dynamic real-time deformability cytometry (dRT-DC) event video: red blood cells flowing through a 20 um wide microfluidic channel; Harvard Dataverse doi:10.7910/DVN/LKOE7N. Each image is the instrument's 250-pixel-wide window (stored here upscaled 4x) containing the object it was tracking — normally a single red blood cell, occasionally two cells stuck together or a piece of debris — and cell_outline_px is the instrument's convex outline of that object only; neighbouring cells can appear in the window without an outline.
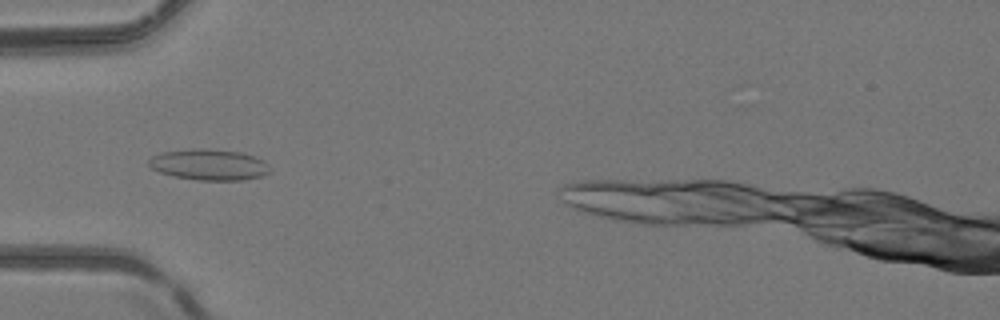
{"species": "common noctule bat (a hibernating species)", "species_latin": "Nyctalus noctula", "temperature_condition": "room temperature", "stored_images_in_passage": 41, "camera_frame_rate_fps": 3000, "um_per_image_px": 0.085, "animal": {"sex": "female", "body_mass_g": 24.6, "forearm_length_mm": 56.2}, "frame": {"image": 1, "passage_image": 13, "time_ms": 4.0, "image_size_px": [1000, 320], "cell_outline_px": [[272, 172], [260, 176], [244, 180], [196, 180], [172, 176], [160, 172], [152, 168], [148, 164], [148, 160], [152, 156], [160, 152], [192, 148], [204, 148], [244, 152], [256, 156], [264, 160], [268, 164]], "centroid_in_image_um": [17.79, 13.98], "position_along_channel_um": 67.2, "area_um2": 22.31}}
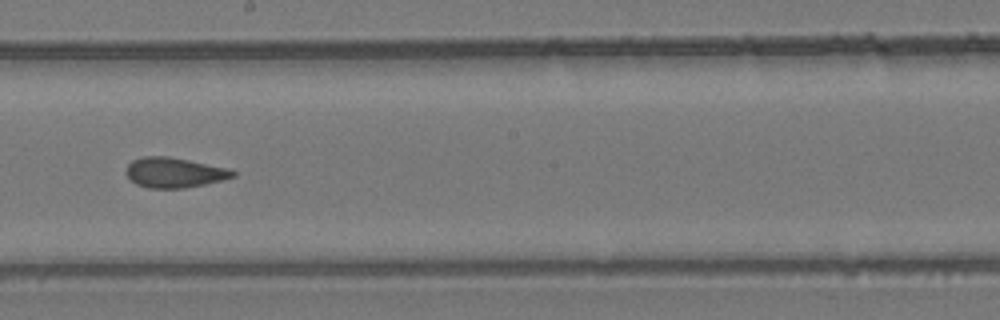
{"frame": {"image": 2, "passage_image": 25, "time_ms": 8.0, "image_size_px": [1000, 320], "cell_outline_px": [[236, 176], [204, 184], [184, 188], [148, 188], [136, 184], [124, 172], [128, 164], [132, 160], [144, 156], [168, 156], [228, 168], [236, 172]], "centroid_in_image_um": [14.79, 14.66], "position_along_channel_um": 233.4, "area_um2": 18.61}}
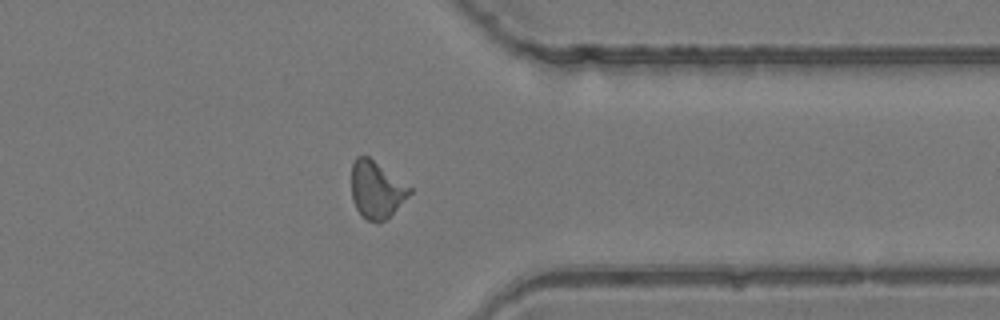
{"frame": {"image": 3, "passage_image": 36, "time_ms": 11.667, "image_size_px": [1000, 320], "cell_outline_px": [[412, 192], [384, 220], [376, 224], [368, 220], [356, 208], [352, 200], [352, 164], [356, 156], [368, 156], [412, 188]], "centroid_in_image_um": [31.98, 16.11], "position_along_channel_um": 379.4, "area_um2": 18.96}}